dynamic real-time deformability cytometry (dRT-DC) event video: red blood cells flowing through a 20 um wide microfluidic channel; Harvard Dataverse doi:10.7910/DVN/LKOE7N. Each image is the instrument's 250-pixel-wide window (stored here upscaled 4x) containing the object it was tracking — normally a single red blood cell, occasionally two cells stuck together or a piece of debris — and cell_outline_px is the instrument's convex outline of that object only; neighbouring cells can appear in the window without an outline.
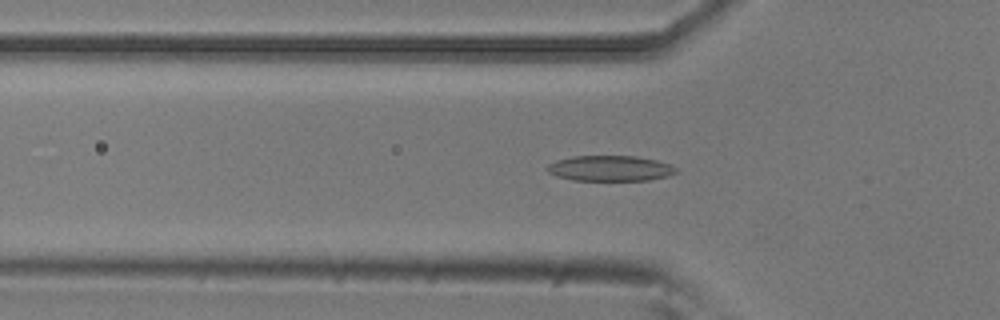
{"species": "common noctule bat (a hibernating species)", "species_latin": "Nyctalus noctula", "temperature_condition": "room temperature", "stored_images_in_passage": 44, "camera_frame_rate_fps": 3000, "um_per_image_px": 0.085, "animal": {"sex": "male", "body_mass_g": 20.5, "forearm_length_mm": 52.5}, "frame": {"image": 1, "passage_image": 16, "time_ms": 5.0, "image_size_px": [1000, 320], "cell_outline_px": [[676, 172], [668, 176], [648, 180], [572, 180], [556, 176], [548, 172], [544, 168], [548, 164], [556, 160], [572, 156], [636, 156], [656, 160], [668, 164], [676, 168]], "centroid_in_image_um": [51.8, 14.3], "position_along_channel_um": 74.0, "area_um2": 19.13}}
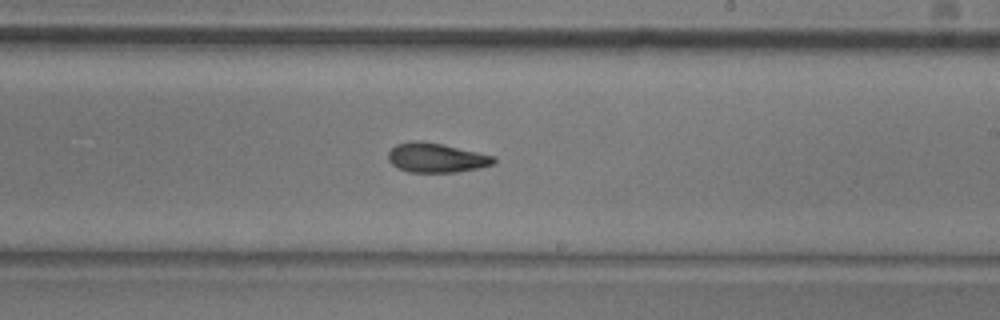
{"frame": {"image": 2, "passage_image": 30, "time_ms": 9.667, "image_size_px": [1000, 320], "cell_outline_px": [[496, 164], [480, 168], [456, 172], [408, 172], [392, 164], [388, 160], [388, 152], [396, 144], [412, 140], [420, 140], [440, 144], [496, 156]], "centroid_in_image_um": [37.1, 13.41], "position_along_channel_um": 251.9, "area_um2": 18.15}}
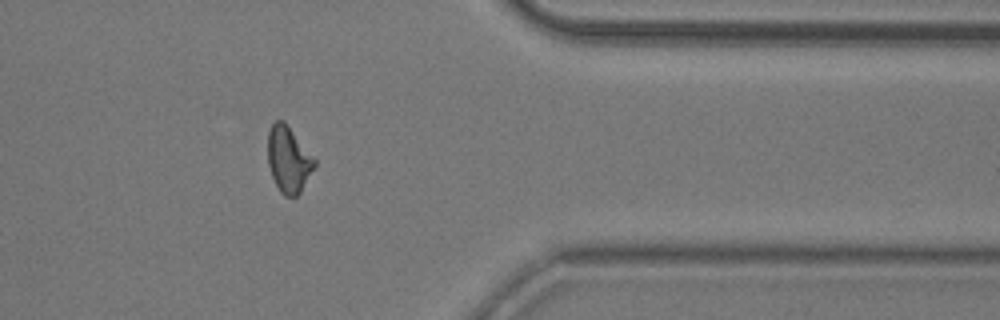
{"frame": {"image": 3, "passage_image": 42, "time_ms": 13.667, "image_size_px": [1000, 320], "cell_outline_px": [[316, 164], [300, 192], [296, 196], [284, 196], [280, 192], [272, 176], [268, 164], [268, 132], [272, 124], [276, 120], [284, 120], [316, 160]], "centroid_in_image_um": [24.51, 13.54], "position_along_channel_um": 386.9, "area_um2": 17.8}, "authors_computed_cell_mechanics": {"area_um2": 18.6116, "velocity_mm_per_s": 3.7904, "shape_relaxation_time_tau1_ms": 4.8938, "shape_relaxation_time_tau2_ms": 3.3633, "deformation_change_tau1": 0.1461, "deformation_change_tau2": 0.1022}}